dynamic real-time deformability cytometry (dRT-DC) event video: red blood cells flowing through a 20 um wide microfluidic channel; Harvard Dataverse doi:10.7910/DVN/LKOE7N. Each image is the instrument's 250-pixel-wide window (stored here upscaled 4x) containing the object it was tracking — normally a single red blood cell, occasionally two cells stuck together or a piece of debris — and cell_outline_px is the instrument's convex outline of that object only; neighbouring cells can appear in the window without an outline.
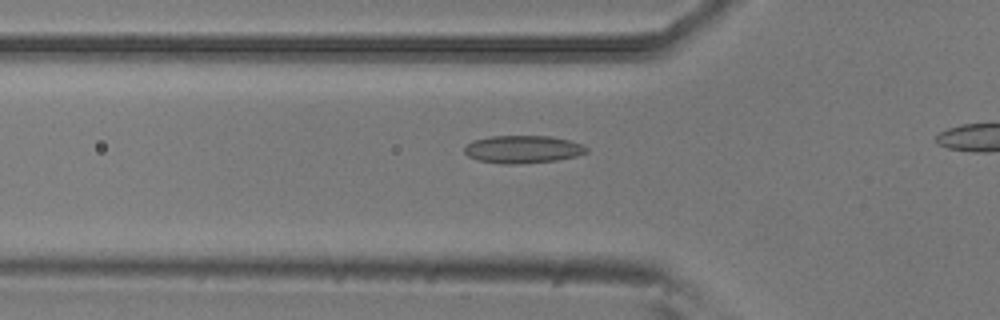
{"species": "common noctule bat (a hibernating species)", "species_latin": "Nyctalus noctula", "temperature_condition": "room temperature", "stored_images_in_passage": 39, "camera_frame_rate_fps": 3000, "um_per_image_px": 0.085, "animal": {"sex": "male", "body_mass_g": 20.5, "forearm_length_mm": 52.5}, "frame": {"image": 1, "passage_image": 13, "time_ms": 4.0, "image_size_px": [1000, 320], "cell_outline_px": [[588, 152], [576, 156], [556, 160], [512, 164], [500, 164], [476, 160], [468, 156], [464, 152], [464, 148], [472, 140], [492, 136], [552, 136], [584, 144], [588, 148]], "centroid_in_image_um": [44.44, 12.69], "position_along_channel_um": 81.4, "area_um2": 19.77}}
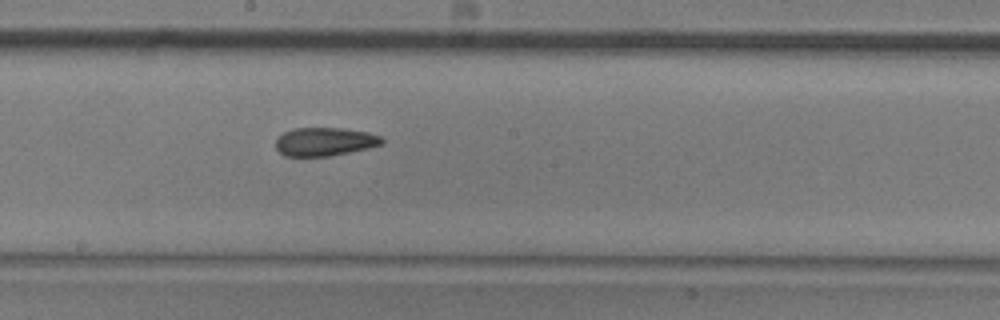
{"frame": {"image": 2, "passage_image": 24, "time_ms": 7.667, "image_size_px": [1000, 320], "cell_outline_px": [[384, 144], [368, 148], [328, 156], [284, 156], [276, 148], [276, 136], [292, 128], [340, 128], [368, 132], [380, 136], [384, 140]], "centroid_in_image_um": [27.58, 12.03], "position_along_channel_um": 220.6, "area_um2": 17.63}}
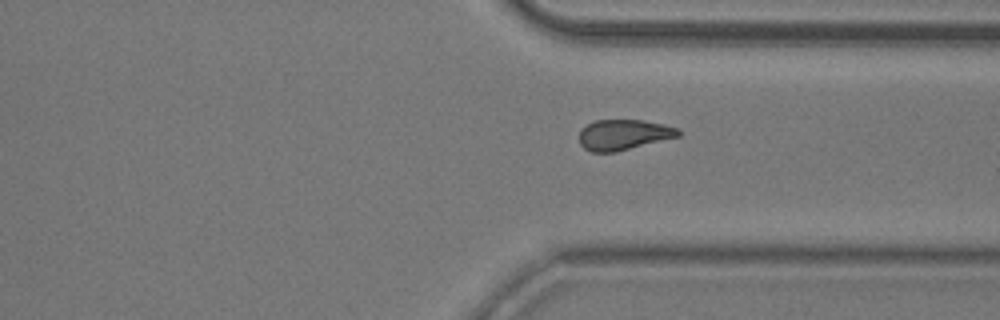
{"frame": {"image": 3, "passage_image": 35, "time_ms": 11.333, "image_size_px": [1000, 320], "cell_outline_px": [[680, 136], [616, 152], [592, 152], [584, 148], [580, 144], [580, 128], [596, 120], [644, 120], [664, 124], [680, 128]], "centroid_in_image_um": [53.02, 11.44], "position_along_channel_um": 358.4, "area_um2": 17.69}}